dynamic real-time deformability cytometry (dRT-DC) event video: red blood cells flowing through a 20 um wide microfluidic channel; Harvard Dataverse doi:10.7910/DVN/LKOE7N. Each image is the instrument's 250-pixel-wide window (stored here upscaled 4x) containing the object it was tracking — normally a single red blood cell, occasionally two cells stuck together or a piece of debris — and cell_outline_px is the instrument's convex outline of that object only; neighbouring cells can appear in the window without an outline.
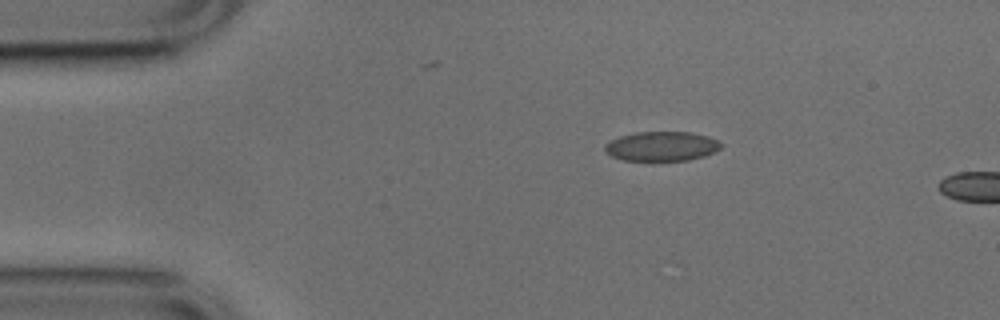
{"species": "common noctule bat (a hibernating species)", "species_latin": "Nyctalus noctula", "temperature_condition": "cold", "stored_images_in_passage": 4, "camera_frame_rate_fps": 3000, "um_per_image_px": 0.085, "animal": {"sex": "male", "body_mass_g": 17.9, "forearm_length_mm": 54.2}, "frame": {"image": 1, "passage_image": 1, "time_ms": 0.0, "image_size_px": [1000, 320], "cell_outline_px": [[724, 144], [720, 148], [704, 156], [688, 160], [624, 160], [612, 156], [604, 152], [604, 144], [620, 136], [636, 132], [688, 132], [708, 136], [720, 140]], "centroid_in_image_um": [56.25, 12.42], "position_along_channel_um": 28.8, "area_um2": 19.94}}